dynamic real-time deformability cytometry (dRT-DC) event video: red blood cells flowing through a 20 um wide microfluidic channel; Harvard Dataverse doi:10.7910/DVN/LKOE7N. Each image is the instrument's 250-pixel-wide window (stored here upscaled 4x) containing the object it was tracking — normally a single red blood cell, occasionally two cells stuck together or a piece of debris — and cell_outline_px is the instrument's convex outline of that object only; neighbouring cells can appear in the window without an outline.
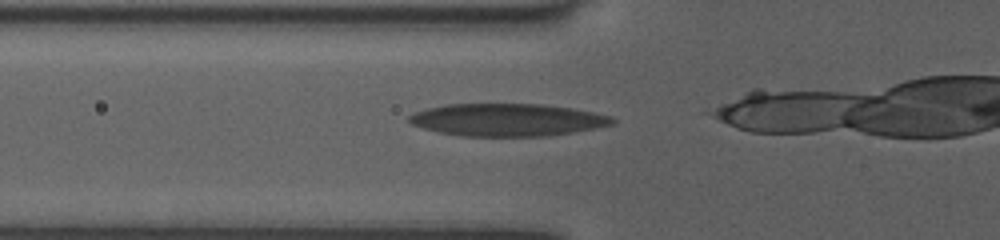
{"species": "human", "species_latin": "Homo sapiens", "temperature_condition": "room temperature", "stored_images_in_passage": 9, "camera_frame_rate_fps": 3000, "um_per_image_px": 0.085, "donor": {"sex": "female"}, "frame": {"image": 1, "passage_image": 2, "time_ms": 0.333, "image_size_px": [1000, 240], "cell_outline_px": [[616, 124], [572, 132], [548, 136], [464, 136], [440, 132], [424, 128], [412, 124], [408, 120], [408, 116], [416, 112], [428, 108], [444, 104], [540, 104], [572, 108], [612, 116], [616, 120]], "centroid_in_image_um": [43.15, 10.18], "position_along_channel_um": 82.7, "area_um2": 38.38}}
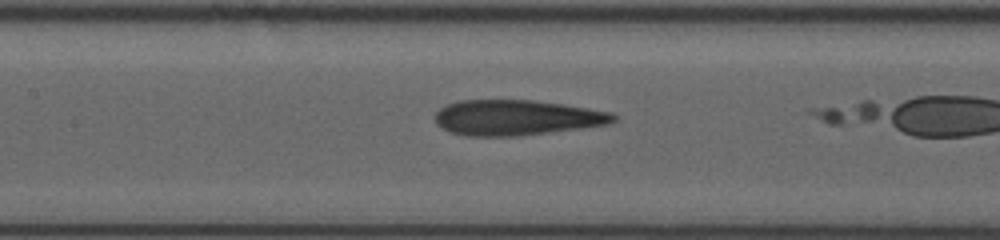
{"frame": {"image": 2, "passage_image": 7, "time_ms": 2.333, "image_size_px": [1000, 240], "cell_outline_px": [[616, 120], [608, 124], [516, 136], [468, 136], [448, 132], [436, 124], [436, 112], [440, 108], [448, 104], [460, 100], [532, 100], [564, 104], [612, 112], [616, 116]], "centroid_in_image_um": [43.88, 9.99], "position_along_channel_um": 163.5, "area_um2": 36.59}}